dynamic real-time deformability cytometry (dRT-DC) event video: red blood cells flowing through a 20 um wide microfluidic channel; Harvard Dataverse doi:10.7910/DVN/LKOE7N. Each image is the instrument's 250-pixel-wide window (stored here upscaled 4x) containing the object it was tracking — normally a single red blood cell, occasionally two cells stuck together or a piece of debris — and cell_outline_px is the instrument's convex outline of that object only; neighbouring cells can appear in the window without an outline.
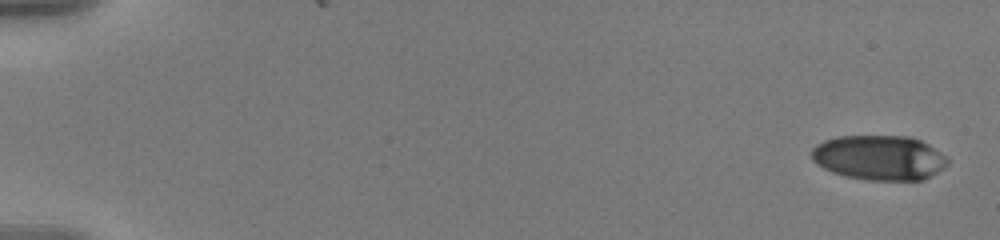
{"species": "human", "species_latin": "Homo sapiens", "temperature_condition": "warm", "stored_images_in_passage": 57, "camera_frame_rate_fps": 3000, "um_per_image_px": 0.085, "donor": {"sex": "male"}, "frame": {"image": 1, "passage_image": 1, "time_ms": 0.0, "image_size_px": [1000, 240], "cell_outline_px": [[948, 164], [944, 168], [924, 180], [868, 180], [844, 176], [832, 172], [816, 164], [812, 160], [812, 148], [816, 144], [824, 140], [840, 136], [908, 136], [920, 140], [928, 144], [948, 156]], "centroid_in_image_um": [74.75, 13.4], "position_along_channel_um": 10.3, "area_um2": 35.78}}
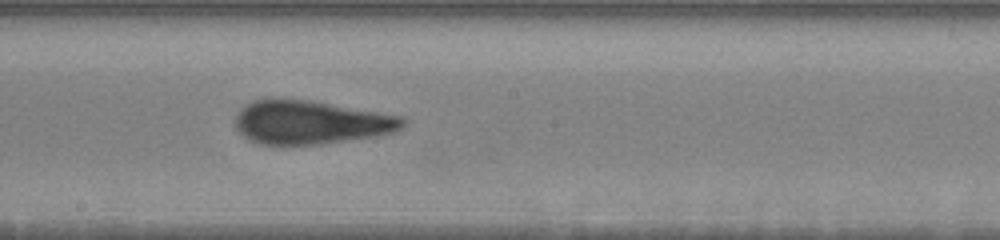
{"frame": {"image": 2, "passage_image": 33, "time_ms": 10.667, "image_size_px": [1000, 240], "cell_outline_px": [[408, 120], [404, 128], [392, 132], [372, 136], [320, 144], [260, 144], [248, 140], [236, 128], [236, 116], [240, 108], [244, 104], [252, 100], [268, 96], [276, 96], [308, 100], [404, 116]], "centroid_in_image_um": [26.37, 10.35], "position_along_channel_um": 221.8, "area_um2": 43.12}}
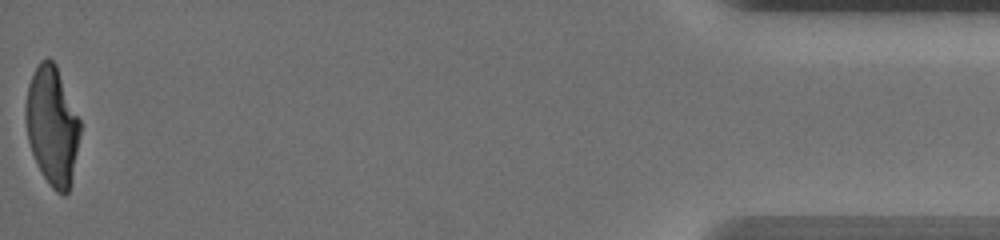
{"frame": {"image": 3, "passage_image": 57, "time_ms": 18.667, "image_size_px": [1000, 240], "cell_outline_px": [[80, 132], [68, 192], [64, 196], [56, 192], [52, 188], [44, 176], [32, 152], [28, 140], [24, 116], [24, 108], [28, 84], [40, 60], [48, 56], [56, 64], [80, 120]], "centroid_in_image_um": [4.41, 10.63], "position_along_channel_um": 430.8, "area_um2": 37.22}, "authors_computed_cell_mechanics": {"area_um2": 39.6508, "velocity_mm_per_s": 3.6047, "shape_relaxation_time_tau1_ms": 5.6721, "shape_relaxation_time_tau2_ms": 1.3015, "deformation_change_tau1": 0.2285, "deformation_change_tau2": 0.0993}}